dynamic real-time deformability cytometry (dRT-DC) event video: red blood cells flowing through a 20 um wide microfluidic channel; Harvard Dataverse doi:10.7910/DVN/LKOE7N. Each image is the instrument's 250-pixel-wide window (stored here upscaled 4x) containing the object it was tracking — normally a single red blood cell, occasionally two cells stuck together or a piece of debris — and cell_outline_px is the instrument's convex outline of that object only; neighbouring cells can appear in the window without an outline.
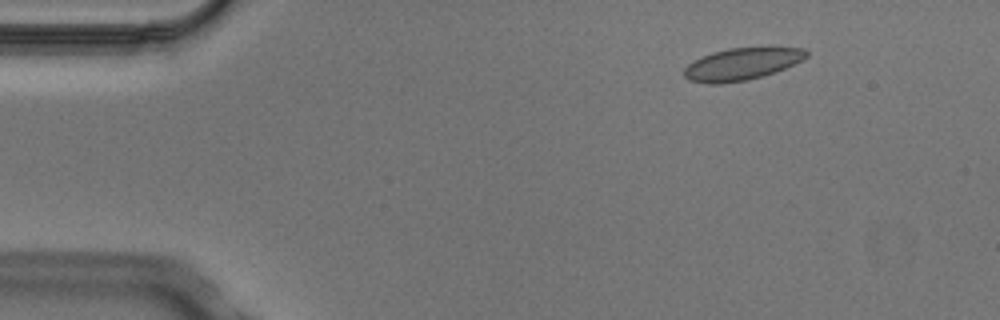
{"species": "Egyptian fruit bat (a non-hibernating species)", "species_latin": "Rousettus aegyptiacus", "temperature_condition": "cold", "stored_images_in_passage": 4, "camera_frame_rate_fps": 3000, "um_per_image_px": 0.085, "animal": {"sex": "male"}, "frame": {"image": 1, "passage_image": 2, "time_ms": 0.333, "image_size_px": [1000, 320], "cell_outline_px": [[808, 56], [804, 60], [776, 72], [748, 80], [720, 84], [708, 84], [688, 80], [684, 76], [684, 68], [692, 60], [712, 52], [728, 48], [768, 44], [772, 44], [804, 48], [808, 52]], "centroid_in_image_um": [63.14, 5.38], "position_along_channel_um": 21.9, "area_um2": 24.16}}